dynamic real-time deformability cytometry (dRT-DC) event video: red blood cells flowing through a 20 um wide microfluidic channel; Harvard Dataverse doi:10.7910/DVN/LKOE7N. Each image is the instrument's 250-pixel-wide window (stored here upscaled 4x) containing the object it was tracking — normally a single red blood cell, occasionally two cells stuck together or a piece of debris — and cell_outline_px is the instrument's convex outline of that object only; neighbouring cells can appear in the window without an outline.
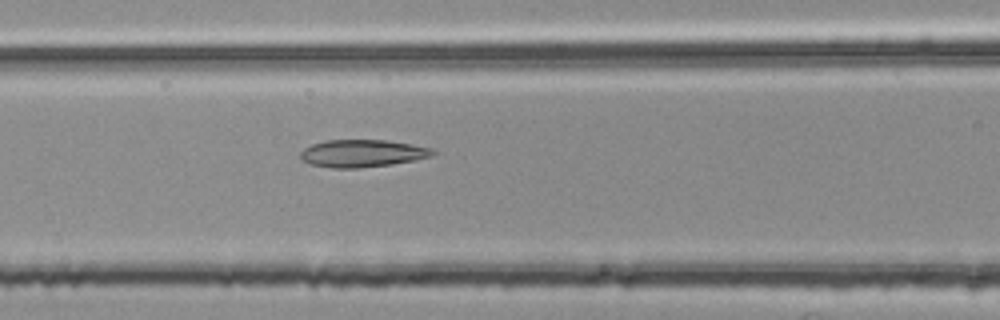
{"species": "common noctule bat (a hibernating species)", "species_latin": "Nyctalus noctula", "temperature_condition": "room temperature", "stored_images_in_passage": 37, "camera_frame_rate_fps": 3000, "um_per_image_px": 0.085, "animal": {"sex": "female", "body_mass_g": 25.1}, "frame": {"image": 1, "passage_image": 9, "time_ms": 2.667, "image_size_px": [1000, 320], "cell_outline_px": [[436, 152], [432, 156], [416, 160], [392, 164], [356, 168], [332, 168], [308, 164], [300, 160], [300, 152], [304, 148], [312, 144], [324, 140], [388, 140], [412, 144], [432, 148]], "centroid_in_image_um": [30.77, 13.03], "position_along_channel_um": 135.8, "area_um2": 21.39}}
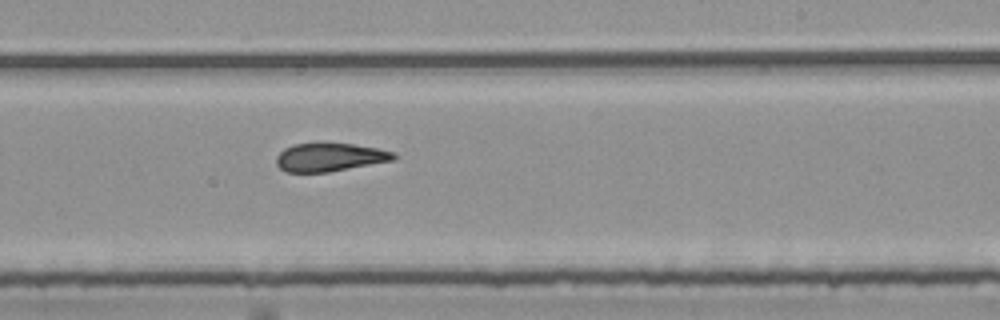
{"frame": {"image": 2, "passage_image": 19, "time_ms": 6.0, "image_size_px": [1000, 320], "cell_outline_px": [[396, 156], [392, 160], [328, 172], [284, 172], [276, 164], [276, 156], [284, 148], [292, 144], [320, 140], [356, 144], [396, 152]], "centroid_in_image_um": [27.96, 13.31], "position_along_channel_um": 261.0, "area_um2": 20.06}}
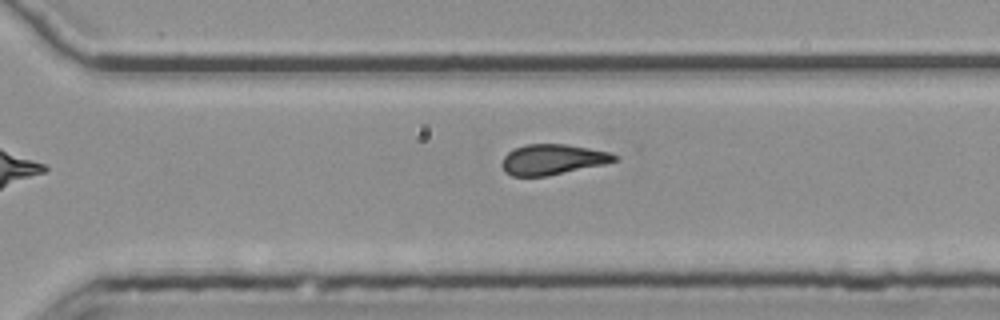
{"frame": {"image": 3, "passage_image": 24, "time_ms": 7.667, "image_size_px": [1000, 320], "cell_outline_px": [[620, 160], [604, 164], [548, 176], [512, 176], [504, 172], [504, 156], [508, 152], [524, 144], [564, 144], [612, 152], [620, 156]], "centroid_in_image_um": [47.04, 13.55], "position_along_channel_um": 323.6, "area_um2": 19.94}, "authors_computed_cell_mechanics": {"area_um2": 20.1144, "velocity_mm_per_s": 3.7623, "shape_relaxation_time_tau1_ms": null, "shape_relaxation_time_tau2_ms": 3.6275, "deformation_change_tau1": null, "deformation_change_tau2": 0.1329}}